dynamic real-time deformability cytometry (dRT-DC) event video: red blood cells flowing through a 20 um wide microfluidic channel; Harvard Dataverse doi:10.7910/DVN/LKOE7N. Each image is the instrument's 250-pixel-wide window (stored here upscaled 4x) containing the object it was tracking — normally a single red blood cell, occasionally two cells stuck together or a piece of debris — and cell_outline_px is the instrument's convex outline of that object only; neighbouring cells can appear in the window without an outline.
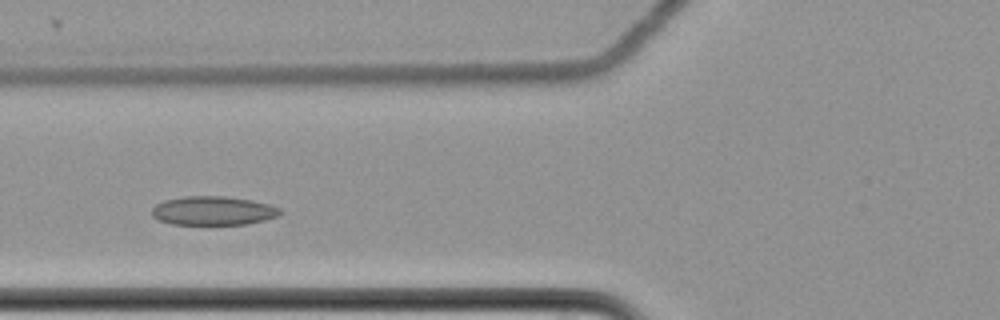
{"species": "common noctule bat (a hibernating species)", "species_latin": "Nyctalus noctula", "temperature_condition": "cold", "stored_images_in_passage": 8, "camera_frame_rate_fps": 3000, "um_per_image_px": 0.085, "animal": {"sex": "female", "body_mass_g": 22.7, "forearm_length_mm": 54.2}, "frame": {"image": 1, "passage_image": 4, "time_ms": 1.0, "image_size_px": [1000, 320], "cell_outline_px": [[284, 212], [276, 216], [264, 220], [248, 224], [172, 224], [160, 220], [152, 216], [152, 208], [156, 204], [164, 200], [184, 196], [224, 196], [252, 200], [268, 204], [280, 208]], "centroid_in_image_um": [18.12, 17.9], "position_along_channel_um": 107.7, "area_um2": 21.56}}
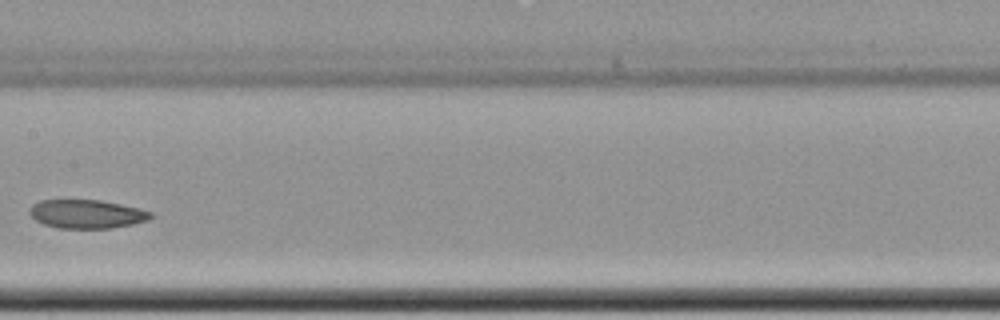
{"frame": {"image": 2, "passage_image": 6, "time_ms": 1.667, "image_size_px": [1000, 320], "cell_outline_px": [[152, 216], [148, 220], [132, 224], [112, 228], [56, 228], [44, 224], [36, 220], [28, 212], [28, 208], [32, 204], [40, 200], [100, 200], [120, 204], [152, 212]], "centroid_in_image_um": [7.32, 18.19], "position_along_channel_um": 200.1, "area_um2": 20.17}}
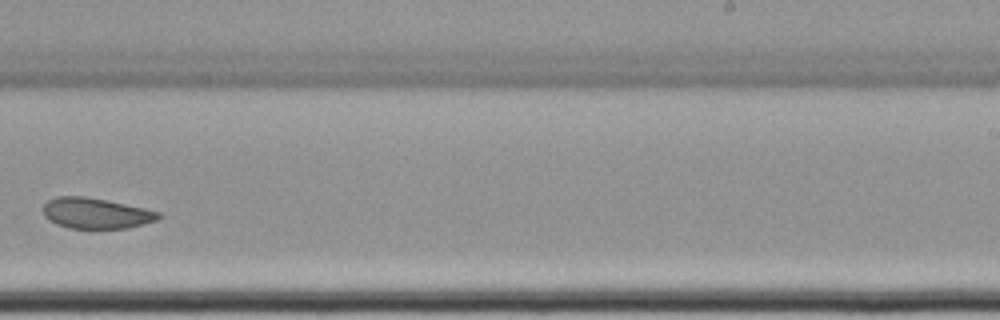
{"frame": {"image": 3, "passage_image": 8, "time_ms": 2.333, "image_size_px": [1000, 320], "cell_outline_px": [[160, 216], [156, 220], [144, 224], [128, 228], [68, 228], [56, 224], [48, 220], [44, 216], [44, 204], [48, 200], [56, 196], [84, 196], [108, 200], [160, 212]], "centroid_in_image_um": [8.12, 18.12], "position_along_channel_um": 280.9, "area_um2": 20.58}}